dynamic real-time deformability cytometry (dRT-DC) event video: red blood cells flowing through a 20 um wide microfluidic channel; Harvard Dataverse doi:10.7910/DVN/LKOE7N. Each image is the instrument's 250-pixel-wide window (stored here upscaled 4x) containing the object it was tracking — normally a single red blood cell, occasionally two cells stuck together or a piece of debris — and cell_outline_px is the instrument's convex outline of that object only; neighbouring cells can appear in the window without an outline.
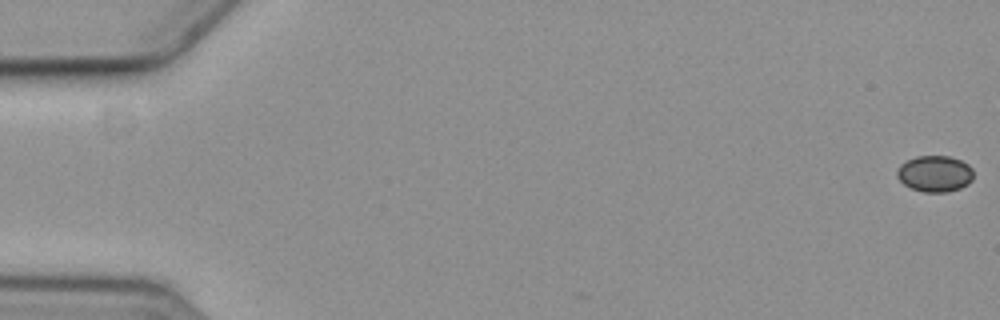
{"species": "common noctule bat (a hibernating species)", "species_latin": "Nyctalus noctula", "temperature_condition": "cold", "stored_images_in_passage": 7, "camera_frame_rate_fps": 3000, "um_per_image_px": 0.085, "animal": {"sex": "female", "body_mass_g": 19.3, "forearm_length_mm": 54.1}, "frame": {"image": 1, "passage_image": 1, "time_ms": 0.0, "image_size_px": [1000, 320], "cell_outline_px": [[972, 180], [968, 184], [960, 188], [948, 192], [924, 192], [912, 188], [904, 184], [896, 176], [896, 168], [900, 164], [916, 156], [948, 156], [960, 160], [968, 164], [972, 168]], "centroid_in_image_um": [79.44, 14.76], "position_along_channel_um": 5.6, "area_um2": 16.18}}